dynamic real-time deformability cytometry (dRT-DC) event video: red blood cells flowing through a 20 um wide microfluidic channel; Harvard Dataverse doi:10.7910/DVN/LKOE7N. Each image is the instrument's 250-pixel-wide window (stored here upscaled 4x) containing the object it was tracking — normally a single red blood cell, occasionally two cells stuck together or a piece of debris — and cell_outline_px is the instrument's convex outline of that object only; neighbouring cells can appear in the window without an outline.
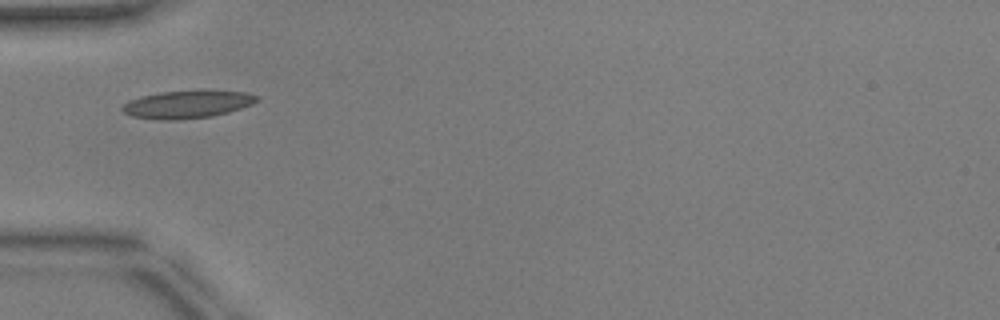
{"species": "common noctule bat (a hibernating species)", "species_latin": "Nyctalus noctula", "temperature_condition": "warm", "stored_images_in_passage": 25, "camera_frame_rate_fps": 3000, "um_per_image_px": 0.085, "animal": {"sex": "male", "body_mass_g": 17.9, "forearm_length_mm": 54.2}, "frame": {"image": 1, "passage_image": 1, "time_ms": 0.0, "image_size_px": [1000, 320], "cell_outline_px": [[260, 100], [252, 104], [228, 112], [212, 116], [176, 120], [160, 120], [132, 116], [124, 112], [120, 108], [128, 100], [160, 92], [200, 88], [208, 88], [244, 92], [260, 96]], "centroid_in_image_um": [15.98, 8.83], "position_along_channel_um": 69.0, "area_um2": 22.43}}
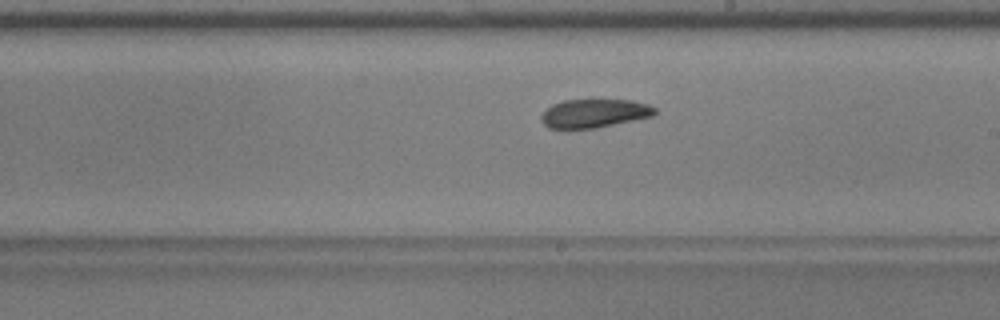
{"frame": {"image": 2, "passage_image": 14, "time_ms": 4.333, "image_size_px": [1000, 320], "cell_outline_px": [[656, 112], [652, 116], [596, 128], [568, 132], [548, 128], [540, 120], [540, 116], [552, 104], [564, 100], [632, 100], [648, 104], [656, 108]], "centroid_in_image_um": [50.44, 9.68], "position_along_channel_um": 238.6, "area_um2": 19.48}}
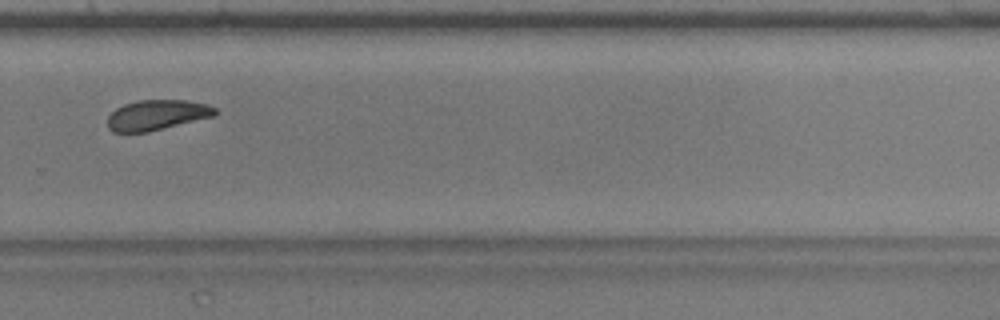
{"frame": {"image": 3, "passage_image": 20, "time_ms": 6.333, "image_size_px": [1000, 320], "cell_outline_px": [[220, 112], [216, 116], [148, 132], [112, 132], [108, 128], [108, 116], [116, 108], [124, 104], [140, 100], [188, 100], [208, 104], [216, 108]], "centroid_in_image_um": [13.39, 9.77], "position_along_channel_um": 316.4, "area_um2": 19.19}, "authors_computed_cell_mechanics": {"area_um2": 19.5942, "velocity_mm_per_s": 3.9109, "shape_relaxation_time_tau1_ms": null, "shape_relaxation_time_tau2_ms": 2.9521, "deformation_change_tau1": null, "deformation_change_tau2": 0.0722}}